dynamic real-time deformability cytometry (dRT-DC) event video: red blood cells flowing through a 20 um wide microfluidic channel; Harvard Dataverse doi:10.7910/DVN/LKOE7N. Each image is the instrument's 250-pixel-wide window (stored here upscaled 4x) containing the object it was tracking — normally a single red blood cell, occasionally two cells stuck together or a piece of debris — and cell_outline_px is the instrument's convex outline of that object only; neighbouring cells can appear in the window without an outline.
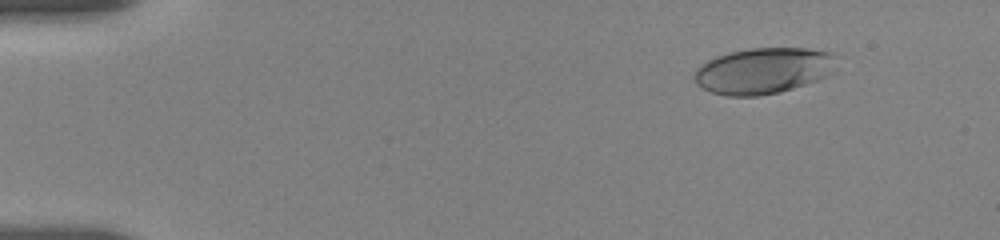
{"species": "human", "species_latin": "Homo sapiens", "temperature_condition": "room temperature", "stored_images_in_passage": 12, "camera_frame_rate_fps": 3000, "um_per_image_px": 0.085, "donor": {"sex": "female"}, "frame": {"image": 1, "passage_image": 3, "time_ms": 2.0, "image_size_px": [1000, 240], "cell_outline_px": [[836, 56], [832, 72], [816, 80], [780, 92], [756, 96], [728, 96], [712, 92], [696, 84], [692, 76], [696, 68], [708, 60], [716, 56], [728, 52], [752, 48], [808, 48], [832, 52]], "centroid_in_image_um": [64.85, 6.0], "position_along_channel_um": 20.2, "area_um2": 38.09}}
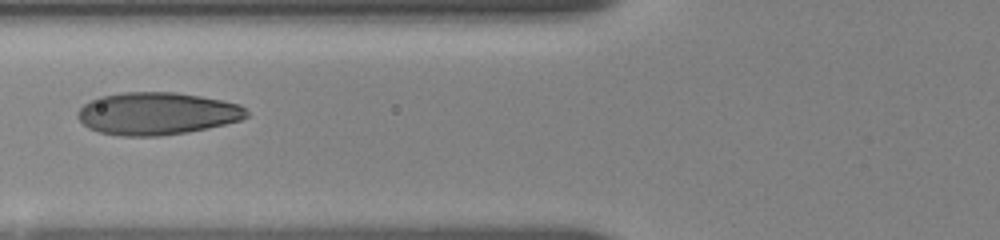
{"frame": {"image": 2, "passage_image": 8, "time_ms": 7.333, "image_size_px": [1000, 240], "cell_outline_px": [[248, 116], [240, 120], [224, 124], [188, 132], [160, 136], [120, 136], [100, 132], [88, 128], [76, 116], [76, 112], [84, 104], [100, 96], [124, 92], [176, 92], [200, 96], [240, 104], [248, 112]], "centroid_in_image_um": [13.32, 9.65], "position_along_channel_um": 112.5, "area_um2": 41.73}}
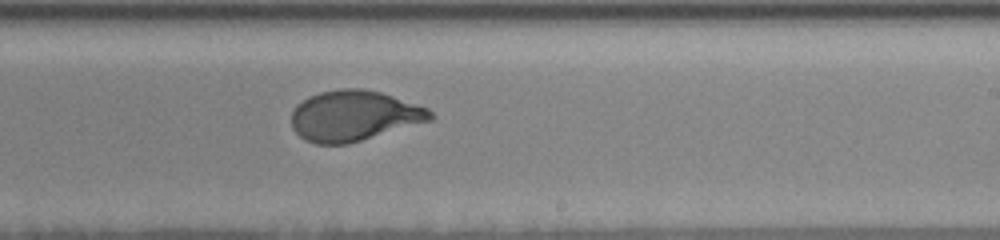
{"frame": {"image": 3, "passage_image": 12, "time_ms": 11.333, "image_size_px": [1000, 240], "cell_outline_px": [[436, 116], [432, 120], [348, 144], [316, 144], [304, 140], [292, 128], [292, 112], [296, 104], [308, 96], [320, 92], [340, 88], [364, 88], [380, 92], [428, 108]], "centroid_in_image_um": [30.07, 9.84], "position_along_channel_um": 258.9, "area_um2": 40.98}}